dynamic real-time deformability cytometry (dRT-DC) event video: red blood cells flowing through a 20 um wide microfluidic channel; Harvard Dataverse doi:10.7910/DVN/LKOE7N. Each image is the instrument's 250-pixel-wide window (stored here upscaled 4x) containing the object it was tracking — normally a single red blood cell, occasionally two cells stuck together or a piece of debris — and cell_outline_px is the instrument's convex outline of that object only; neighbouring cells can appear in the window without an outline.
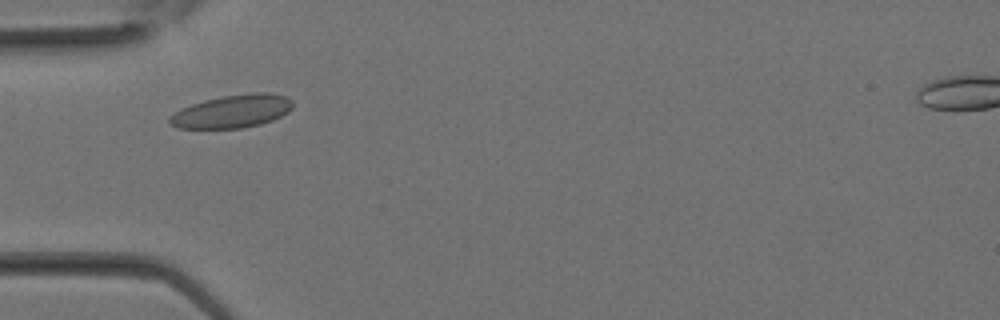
{"species": "Egyptian fruit bat (a non-hibernating species)", "species_latin": "Rousettus aegyptiacus", "temperature_condition": "room temperature", "stored_images_in_passage": 18, "camera_frame_rate_fps": 3000, "um_per_image_px": 0.085, "animal": {"sex": "female"}, "frame": {"image": 1, "passage_image": 5, "time_ms": 1.333, "image_size_px": [1000, 320], "cell_outline_px": [[292, 108], [288, 112], [272, 120], [260, 124], [240, 128], [176, 128], [168, 124], [168, 116], [180, 108], [204, 100], [224, 96], [252, 92], [268, 92], [284, 96], [292, 100]], "centroid_in_image_um": [19.7, 9.46], "position_along_channel_um": 65.3, "area_um2": 23.76}}
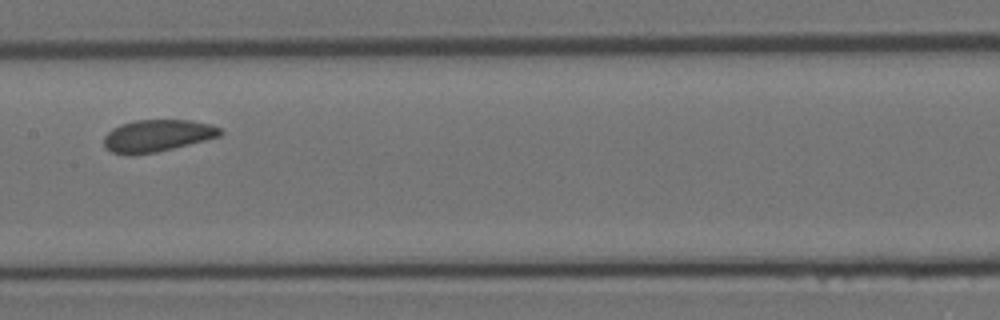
{"frame": {"image": 2, "passage_image": 11, "time_ms": 3.333, "image_size_px": [1000, 320], "cell_outline_px": [[224, 132], [220, 136], [156, 152], [132, 156], [128, 156], [112, 152], [104, 144], [104, 136], [112, 128], [120, 124], [136, 120], [192, 120], [212, 124], [220, 128]], "centroid_in_image_um": [13.36, 11.53], "position_along_channel_um": 194.0, "area_um2": 21.79}}
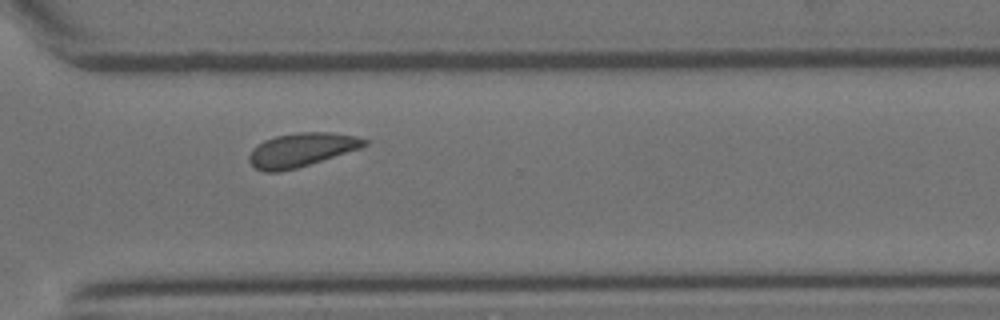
{"frame": {"image": 3, "passage_image": 18, "time_ms": 5.667, "image_size_px": [1000, 320], "cell_outline_px": [[368, 144], [360, 148], [296, 168], [280, 172], [264, 172], [256, 168], [248, 160], [248, 156], [252, 148], [256, 144], [264, 140], [276, 136], [300, 132], [332, 132], [356, 136], [368, 140]], "centroid_in_image_um": [25.59, 12.73], "position_along_channel_um": 345.0, "area_um2": 22.6}}